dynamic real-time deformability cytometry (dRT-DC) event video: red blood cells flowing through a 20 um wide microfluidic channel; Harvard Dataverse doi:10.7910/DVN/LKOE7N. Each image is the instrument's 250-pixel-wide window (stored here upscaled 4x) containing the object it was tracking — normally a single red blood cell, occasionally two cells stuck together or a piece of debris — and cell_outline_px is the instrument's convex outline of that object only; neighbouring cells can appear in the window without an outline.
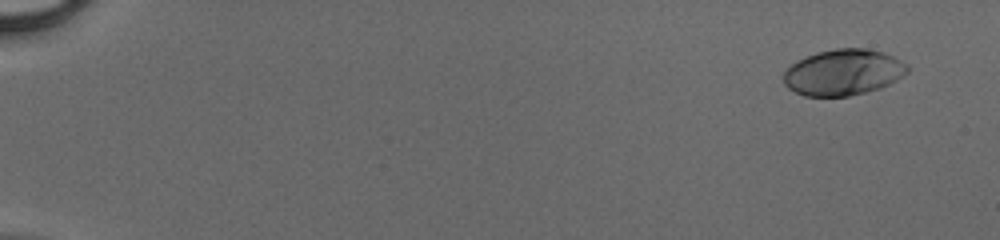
{"species": "human", "species_latin": "Homo sapiens", "temperature_condition": "cold", "stored_images_in_passage": 48, "camera_frame_rate_fps": 3000, "um_per_image_px": 0.085, "donor": {"sex": "male"}, "frame": {"image": 1, "passage_image": 1, "time_ms": 0.0, "image_size_px": [1000, 240], "cell_outline_px": [[908, 72], [896, 80], [880, 88], [848, 96], [804, 96], [788, 88], [784, 84], [784, 72], [796, 60], [816, 52], [836, 48], [864, 48], [884, 52], [908, 64]], "centroid_in_image_um": [71.67, 6.14], "position_along_channel_um": 13.3, "area_um2": 33.18}}
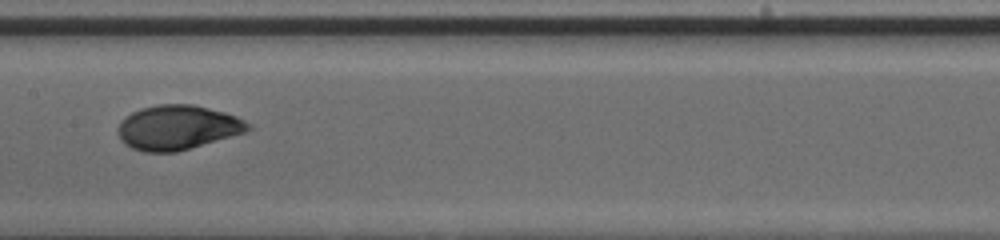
{"frame": {"image": 2, "passage_image": 26, "time_ms": 8.333, "image_size_px": [1000, 240], "cell_outline_px": [[252, 128], [244, 132], [176, 152], [144, 152], [132, 148], [124, 144], [120, 140], [116, 132], [116, 128], [120, 120], [124, 116], [140, 108], [160, 104], [192, 104], [224, 112], [236, 116], [252, 124]], "centroid_in_image_um": [15.03, 10.83], "position_along_channel_um": 192.4, "area_um2": 33.87}}
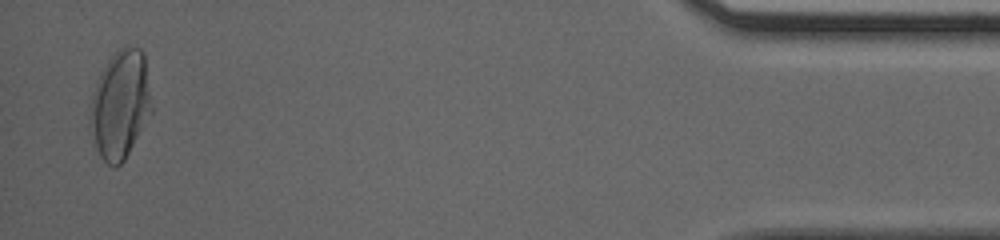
{"frame": {"image": 3, "passage_image": 47, "time_ms": 15.333, "image_size_px": [1000, 240], "cell_outline_px": [[152, 112], [124, 160], [116, 168], [112, 168], [100, 156], [96, 148], [88, 124], [88, 120], [92, 96], [100, 72], [108, 60], [124, 44], [140, 48], [144, 52], [152, 104]], "centroid_in_image_um": [10.21, 8.89], "position_along_channel_um": 425.0, "area_um2": 39.07}}